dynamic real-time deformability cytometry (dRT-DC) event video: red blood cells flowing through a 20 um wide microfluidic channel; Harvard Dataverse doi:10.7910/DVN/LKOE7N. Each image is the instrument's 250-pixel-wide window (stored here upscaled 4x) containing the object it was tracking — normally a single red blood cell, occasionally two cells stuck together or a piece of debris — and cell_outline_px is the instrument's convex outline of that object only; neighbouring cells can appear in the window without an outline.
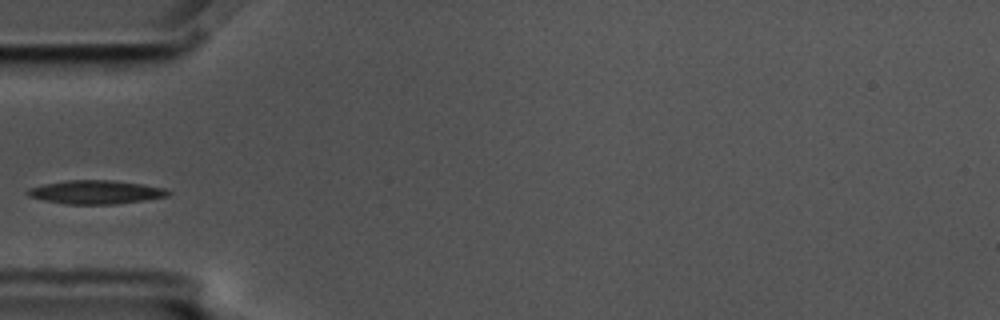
{"species": "common noctule bat (a hibernating species)", "species_latin": "Nyctalus noctula", "temperature_condition": "cold", "stored_images_in_passage": 1, "camera_frame_rate_fps": 3000, "um_per_image_px": 0.085, "animal": {"sex": "male", "body_mass_g": 17.5, "forearm_length_mm": 52.3}, "frame": {"image": 1, "passage_image": 1, "time_ms": 0.0, "image_size_px": [1000, 320], "cell_outline_px": [[172, 192], [168, 196], [144, 200], [116, 204], [64, 204], [44, 200], [28, 196], [24, 192], [28, 188], [44, 184], [68, 180], [112, 180], [140, 184], [164, 188]], "centroid_in_image_um": [8.11, 16.33], "position_along_channel_um": 76.9, "area_um2": 19.31}}